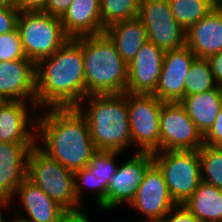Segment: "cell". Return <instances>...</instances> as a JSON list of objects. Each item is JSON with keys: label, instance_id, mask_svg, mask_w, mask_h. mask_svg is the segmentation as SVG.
<instances>
[{"label": "cell", "instance_id": "obj_1", "mask_svg": "<svg viewBox=\"0 0 222 222\" xmlns=\"http://www.w3.org/2000/svg\"><path fill=\"white\" fill-rule=\"evenodd\" d=\"M38 109L84 104L85 78L82 37L69 38L53 55L35 64Z\"/></svg>", "mask_w": 222, "mask_h": 222}, {"label": "cell", "instance_id": "obj_2", "mask_svg": "<svg viewBox=\"0 0 222 222\" xmlns=\"http://www.w3.org/2000/svg\"><path fill=\"white\" fill-rule=\"evenodd\" d=\"M39 115L34 125L38 145L65 168L76 171L86 167L97 152L85 116L77 107L52 108Z\"/></svg>", "mask_w": 222, "mask_h": 222}, {"label": "cell", "instance_id": "obj_3", "mask_svg": "<svg viewBox=\"0 0 222 222\" xmlns=\"http://www.w3.org/2000/svg\"><path fill=\"white\" fill-rule=\"evenodd\" d=\"M84 99L88 101L87 110H83V106L77 108L87 119L97 151L123 152L130 147L132 138L126 92L87 95Z\"/></svg>", "mask_w": 222, "mask_h": 222}, {"label": "cell", "instance_id": "obj_4", "mask_svg": "<svg viewBox=\"0 0 222 222\" xmlns=\"http://www.w3.org/2000/svg\"><path fill=\"white\" fill-rule=\"evenodd\" d=\"M82 55L85 97L126 92L128 65L105 33L82 36Z\"/></svg>", "mask_w": 222, "mask_h": 222}, {"label": "cell", "instance_id": "obj_5", "mask_svg": "<svg viewBox=\"0 0 222 222\" xmlns=\"http://www.w3.org/2000/svg\"><path fill=\"white\" fill-rule=\"evenodd\" d=\"M26 177L63 209L81 207L75 192L74 171L42 151L38 142L29 150Z\"/></svg>", "mask_w": 222, "mask_h": 222}, {"label": "cell", "instance_id": "obj_6", "mask_svg": "<svg viewBox=\"0 0 222 222\" xmlns=\"http://www.w3.org/2000/svg\"><path fill=\"white\" fill-rule=\"evenodd\" d=\"M17 30L26 57L35 64L53 55L70 38L61 19L42 10L20 11Z\"/></svg>", "mask_w": 222, "mask_h": 222}, {"label": "cell", "instance_id": "obj_7", "mask_svg": "<svg viewBox=\"0 0 222 222\" xmlns=\"http://www.w3.org/2000/svg\"><path fill=\"white\" fill-rule=\"evenodd\" d=\"M170 196L176 205H183L201 182L199 150H170L153 153Z\"/></svg>", "mask_w": 222, "mask_h": 222}, {"label": "cell", "instance_id": "obj_8", "mask_svg": "<svg viewBox=\"0 0 222 222\" xmlns=\"http://www.w3.org/2000/svg\"><path fill=\"white\" fill-rule=\"evenodd\" d=\"M132 145L137 152L160 151V110L163 102L153 94L126 92Z\"/></svg>", "mask_w": 222, "mask_h": 222}, {"label": "cell", "instance_id": "obj_9", "mask_svg": "<svg viewBox=\"0 0 222 222\" xmlns=\"http://www.w3.org/2000/svg\"><path fill=\"white\" fill-rule=\"evenodd\" d=\"M137 18L145 26L148 41L163 51L186 45V31L174 19L169 0H140Z\"/></svg>", "mask_w": 222, "mask_h": 222}, {"label": "cell", "instance_id": "obj_10", "mask_svg": "<svg viewBox=\"0 0 222 222\" xmlns=\"http://www.w3.org/2000/svg\"><path fill=\"white\" fill-rule=\"evenodd\" d=\"M202 133L180 101L163 102L160 110V151L199 150Z\"/></svg>", "mask_w": 222, "mask_h": 222}, {"label": "cell", "instance_id": "obj_11", "mask_svg": "<svg viewBox=\"0 0 222 222\" xmlns=\"http://www.w3.org/2000/svg\"><path fill=\"white\" fill-rule=\"evenodd\" d=\"M154 163L153 153L136 152L123 165H118L116 173L109 182L106 196V210H113L121 203H130L134 200L136 192L147 169Z\"/></svg>", "mask_w": 222, "mask_h": 222}, {"label": "cell", "instance_id": "obj_12", "mask_svg": "<svg viewBox=\"0 0 222 222\" xmlns=\"http://www.w3.org/2000/svg\"><path fill=\"white\" fill-rule=\"evenodd\" d=\"M175 206L160 168L153 163L147 169L130 207L142 212L147 221L160 222Z\"/></svg>", "mask_w": 222, "mask_h": 222}, {"label": "cell", "instance_id": "obj_13", "mask_svg": "<svg viewBox=\"0 0 222 222\" xmlns=\"http://www.w3.org/2000/svg\"><path fill=\"white\" fill-rule=\"evenodd\" d=\"M195 58L186 45L165 51L161 74L153 95L162 102L181 101L185 96V79Z\"/></svg>", "mask_w": 222, "mask_h": 222}, {"label": "cell", "instance_id": "obj_14", "mask_svg": "<svg viewBox=\"0 0 222 222\" xmlns=\"http://www.w3.org/2000/svg\"><path fill=\"white\" fill-rule=\"evenodd\" d=\"M0 97L6 101L30 102L35 110L36 72L35 63L28 58L0 61ZM30 99V100H29Z\"/></svg>", "mask_w": 222, "mask_h": 222}, {"label": "cell", "instance_id": "obj_15", "mask_svg": "<svg viewBox=\"0 0 222 222\" xmlns=\"http://www.w3.org/2000/svg\"><path fill=\"white\" fill-rule=\"evenodd\" d=\"M165 51L147 41L128 64L126 92L153 94L157 86Z\"/></svg>", "mask_w": 222, "mask_h": 222}, {"label": "cell", "instance_id": "obj_16", "mask_svg": "<svg viewBox=\"0 0 222 222\" xmlns=\"http://www.w3.org/2000/svg\"><path fill=\"white\" fill-rule=\"evenodd\" d=\"M37 143L0 142V197L12 201L17 187L26 178L27 156Z\"/></svg>", "mask_w": 222, "mask_h": 222}, {"label": "cell", "instance_id": "obj_17", "mask_svg": "<svg viewBox=\"0 0 222 222\" xmlns=\"http://www.w3.org/2000/svg\"><path fill=\"white\" fill-rule=\"evenodd\" d=\"M186 46L198 58L222 51V10L214 8L186 31Z\"/></svg>", "mask_w": 222, "mask_h": 222}, {"label": "cell", "instance_id": "obj_18", "mask_svg": "<svg viewBox=\"0 0 222 222\" xmlns=\"http://www.w3.org/2000/svg\"><path fill=\"white\" fill-rule=\"evenodd\" d=\"M70 38L103 34L100 0H73L60 18Z\"/></svg>", "mask_w": 222, "mask_h": 222}, {"label": "cell", "instance_id": "obj_19", "mask_svg": "<svg viewBox=\"0 0 222 222\" xmlns=\"http://www.w3.org/2000/svg\"><path fill=\"white\" fill-rule=\"evenodd\" d=\"M28 103L6 101L0 109V142L37 143L36 130L28 129Z\"/></svg>", "mask_w": 222, "mask_h": 222}, {"label": "cell", "instance_id": "obj_20", "mask_svg": "<svg viewBox=\"0 0 222 222\" xmlns=\"http://www.w3.org/2000/svg\"><path fill=\"white\" fill-rule=\"evenodd\" d=\"M15 195H19L26 215L29 216L20 217L30 222H57L65 210L27 177L17 187Z\"/></svg>", "mask_w": 222, "mask_h": 222}, {"label": "cell", "instance_id": "obj_21", "mask_svg": "<svg viewBox=\"0 0 222 222\" xmlns=\"http://www.w3.org/2000/svg\"><path fill=\"white\" fill-rule=\"evenodd\" d=\"M104 33L115 44L127 65L148 41L145 26L138 18L113 23Z\"/></svg>", "mask_w": 222, "mask_h": 222}, {"label": "cell", "instance_id": "obj_22", "mask_svg": "<svg viewBox=\"0 0 222 222\" xmlns=\"http://www.w3.org/2000/svg\"><path fill=\"white\" fill-rule=\"evenodd\" d=\"M187 114L204 135L214 124L222 107V87L184 96L180 101Z\"/></svg>", "mask_w": 222, "mask_h": 222}, {"label": "cell", "instance_id": "obj_23", "mask_svg": "<svg viewBox=\"0 0 222 222\" xmlns=\"http://www.w3.org/2000/svg\"><path fill=\"white\" fill-rule=\"evenodd\" d=\"M200 222H222V190L201 181L183 204Z\"/></svg>", "mask_w": 222, "mask_h": 222}, {"label": "cell", "instance_id": "obj_24", "mask_svg": "<svg viewBox=\"0 0 222 222\" xmlns=\"http://www.w3.org/2000/svg\"><path fill=\"white\" fill-rule=\"evenodd\" d=\"M120 153L114 151H97L87 165L91 169V174L96 176V200L102 210H106L107 188L118 168V164L115 163V157Z\"/></svg>", "mask_w": 222, "mask_h": 222}, {"label": "cell", "instance_id": "obj_25", "mask_svg": "<svg viewBox=\"0 0 222 222\" xmlns=\"http://www.w3.org/2000/svg\"><path fill=\"white\" fill-rule=\"evenodd\" d=\"M174 19L187 31L214 8L213 0H169Z\"/></svg>", "mask_w": 222, "mask_h": 222}, {"label": "cell", "instance_id": "obj_26", "mask_svg": "<svg viewBox=\"0 0 222 222\" xmlns=\"http://www.w3.org/2000/svg\"><path fill=\"white\" fill-rule=\"evenodd\" d=\"M185 81V96L212 90L218 86L207 58L196 57L193 60Z\"/></svg>", "mask_w": 222, "mask_h": 222}, {"label": "cell", "instance_id": "obj_27", "mask_svg": "<svg viewBox=\"0 0 222 222\" xmlns=\"http://www.w3.org/2000/svg\"><path fill=\"white\" fill-rule=\"evenodd\" d=\"M140 0H100L102 26L138 17Z\"/></svg>", "mask_w": 222, "mask_h": 222}, {"label": "cell", "instance_id": "obj_28", "mask_svg": "<svg viewBox=\"0 0 222 222\" xmlns=\"http://www.w3.org/2000/svg\"><path fill=\"white\" fill-rule=\"evenodd\" d=\"M201 181L222 190V147L203 145L199 149Z\"/></svg>", "mask_w": 222, "mask_h": 222}, {"label": "cell", "instance_id": "obj_29", "mask_svg": "<svg viewBox=\"0 0 222 222\" xmlns=\"http://www.w3.org/2000/svg\"><path fill=\"white\" fill-rule=\"evenodd\" d=\"M26 58L17 28L12 32L0 34V61Z\"/></svg>", "mask_w": 222, "mask_h": 222}, {"label": "cell", "instance_id": "obj_30", "mask_svg": "<svg viewBox=\"0 0 222 222\" xmlns=\"http://www.w3.org/2000/svg\"><path fill=\"white\" fill-rule=\"evenodd\" d=\"M20 10L13 6H0V34L9 33L17 28Z\"/></svg>", "mask_w": 222, "mask_h": 222}, {"label": "cell", "instance_id": "obj_31", "mask_svg": "<svg viewBox=\"0 0 222 222\" xmlns=\"http://www.w3.org/2000/svg\"><path fill=\"white\" fill-rule=\"evenodd\" d=\"M75 179V192L77 195V200L81 204L80 197L82 195V186L81 184H86L88 187H92L97 192V179L96 176L91 174V169L86 166L84 168L74 171ZM80 180V182L78 181Z\"/></svg>", "mask_w": 222, "mask_h": 222}, {"label": "cell", "instance_id": "obj_32", "mask_svg": "<svg viewBox=\"0 0 222 222\" xmlns=\"http://www.w3.org/2000/svg\"><path fill=\"white\" fill-rule=\"evenodd\" d=\"M203 139L205 145L222 147V107L216 117L214 124L203 135Z\"/></svg>", "mask_w": 222, "mask_h": 222}, {"label": "cell", "instance_id": "obj_33", "mask_svg": "<svg viewBox=\"0 0 222 222\" xmlns=\"http://www.w3.org/2000/svg\"><path fill=\"white\" fill-rule=\"evenodd\" d=\"M160 222H200V221L185 206L176 205L164 216V218Z\"/></svg>", "mask_w": 222, "mask_h": 222}, {"label": "cell", "instance_id": "obj_34", "mask_svg": "<svg viewBox=\"0 0 222 222\" xmlns=\"http://www.w3.org/2000/svg\"><path fill=\"white\" fill-rule=\"evenodd\" d=\"M73 0H47L43 12L61 18L67 11Z\"/></svg>", "mask_w": 222, "mask_h": 222}, {"label": "cell", "instance_id": "obj_35", "mask_svg": "<svg viewBox=\"0 0 222 222\" xmlns=\"http://www.w3.org/2000/svg\"><path fill=\"white\" fill-rule=\"evenodd\" d=\"M84 211V207L65 209L60 214L57 222H90Z\"/></svg>", "mask_w": 222, "mask_h": 222}, {"label": "cell", "instance_id": "obj_36", "mask_svg": "<svg viewBox=\"0 0 222 222\" xmlns=\"http://www.w3.org/2000/svg\"><path fill=\"white\" fill-rule=\"evenodd\" d=\"M207 59L210 63L214 81L219 87H222V51L209 56Z\"/></svg>", "mask_w": 222, "mask_h": 222}, {"label": "cell", "instance_id": "obj_37", "mask_svg": "<svg viewBox=\"0 0 222 222\" xmlns=\"http://www.w3.org/2000/svg\"><path fill=\"white\" fill-rule=\"evenodd\" d=\"M47 0H16V7L22 10H41Z\"/></svg>", "mask_w": 222, "mask_h": 222}, {"label": "cell", "instance_id": "obj_38", "mask_svg": "<svg viewBox=\"0 0 222 222\" xmlns=\"http://www.w3.org/2000/svg\"><path fill=\"white\" fill-rule=\"evenodd\" d=\"M8 203H10L8 200L0 197V222L4 219L1 208H3V206L5 207Z\"/></svg>", "mask_w": 222, "mask_h": 222}, {"label": "cell", "instance_id": "obj_39", "mask_svg": "<svg viewBox=\"0 0 222 222\" xmlns=\"http://www.w3.org/2000/svg\"><path fill=\"white\" fill-rule=\"evenodd\" d=\"M13 5L16 7V0H0V6Z\"/></svg>", "mask_w": 222, "mask_h": 222}, {"label": "cell", "instance_id": "obj_40", "mask_svg": "<svg viewBox=\"0 0 222 222\" xmlns=\"http://www.w3.org/2000/svg\"><path fill=\"white\" fill-rule=\"evenodd\" d=\"M215 8L222 10V0H213Z\"/></svg>", "mask_w": 222, "mask_h": 222}, {"label": "cell", "instance_id": "obj_41", "mask_svg": "<svg viewBox=\"0 0 222 222\" xmlns=\"http://www.w3.org/2000/svg\"><path fill=\"white\" fill-rule=\"evenodd\" d=\"M14 222H30V221L25 220V219L18 216L17 218H14Z\"/></svg>", "mask_w": 222, "mask_h": 222}, {"label": "cell", "instance_id": "obj_42", "mask_svg": "<svg viewBox=\"0 0 222 222\" xmlns=\"http://www.w3.org/2000/svg\"><path fill=\"white\" fill-rule=\"evenodd\" d=\"M5 102H6V100L4 98L0 97V109L4 105Z\"/></svg>", "mask_w": 222, "mask_h": 222}, {"label": "cell", "instance_id": "obj_43", "mask_svg": "<svg viewBox=\"0 0 222 222\" xmlns=\"http://www.w3.org/2000/svg\"><path fill=\"white\" fill-rule=\"evenodd\" d=\"M1 222H6V220L5 219H3ZM11 222H14V220L12 219V221Z\"/></svg>", "mask_w": 222, "mask_h": 222}]
</instances>
